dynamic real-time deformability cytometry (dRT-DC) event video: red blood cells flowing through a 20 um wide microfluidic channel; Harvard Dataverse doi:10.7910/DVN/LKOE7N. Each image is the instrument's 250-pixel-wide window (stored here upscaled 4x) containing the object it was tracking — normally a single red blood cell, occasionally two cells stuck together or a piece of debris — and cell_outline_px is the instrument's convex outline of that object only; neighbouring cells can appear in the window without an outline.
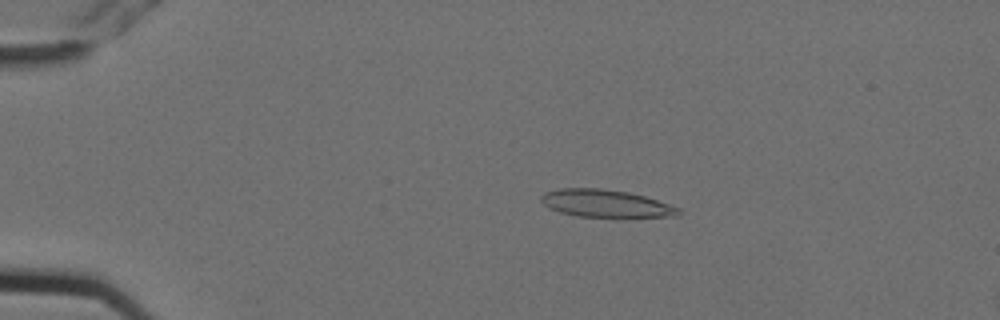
{"species": "Egyptian fruit bat (a non-hibernating species)", "species_latin": "Rousettus aegyptiacus", "temperature_condition": "cold", "stored_images_in_passage": 6, "camera_frame_rate_fps": 3000, "um_per_image_px": 0.085, "animal": {"sex": "female"}, "frame": {"image": 1, "passage_image": 4, "time_ms": 1.0, "image_size_px": [1000, 320], "cell_outline_px": [[680, 212], [676, 216], [576, 216], [560, 212], [548, 208], [540, 200], [540, 196], [544, 192], [560, 188], [600, 188], [628, 192], [644, 196], [680, 208]], "centroid_in_image_um": [51.41, 17.27], "position_along_channel_um": 33.6, "area_um2": 21.68}}